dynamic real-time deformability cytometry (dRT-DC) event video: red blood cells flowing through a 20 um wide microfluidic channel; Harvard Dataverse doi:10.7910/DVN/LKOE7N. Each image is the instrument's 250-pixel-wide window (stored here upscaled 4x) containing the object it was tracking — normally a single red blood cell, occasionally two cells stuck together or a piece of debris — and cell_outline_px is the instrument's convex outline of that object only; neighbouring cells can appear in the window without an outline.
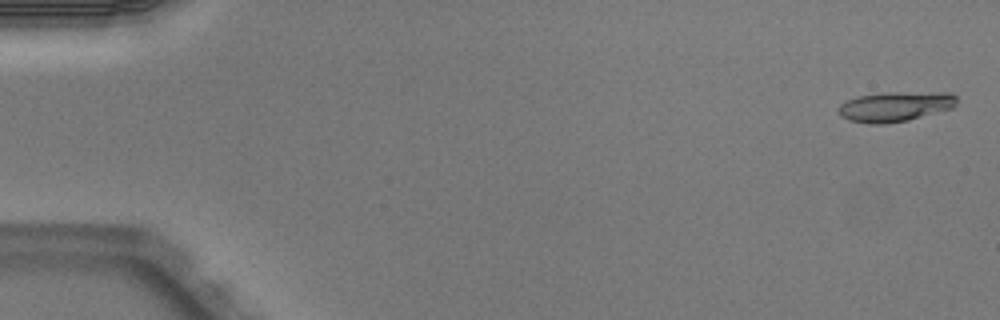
{"species": "Egyptian fruit bat (a non-hibernating species)", "species_latin": "Rousettus aegyptiacus", "temperature_condition": "warm", "stored_images_in_passage": 5, "camera_frame_rate_fps": 3000, "um_per_image_px": 0.085, "animal": {"sex": "male"}, "frame": {"image": 1, "passage_image": 1, "time_ms": 0.0, "image_size_px": [1000, 320], "cell_outline_px": [[956, 104], [952, 108], [908, 120], [884, 124], [868, 124], [848, 120], [840, 116], [840, 104], [856, 96], [884, 92], [952, 92], [956, 96]], "centroid_in_image_um": [76.1, 9.05], "position_along_channel_um": 8.9, "area_um2": 20.75}}